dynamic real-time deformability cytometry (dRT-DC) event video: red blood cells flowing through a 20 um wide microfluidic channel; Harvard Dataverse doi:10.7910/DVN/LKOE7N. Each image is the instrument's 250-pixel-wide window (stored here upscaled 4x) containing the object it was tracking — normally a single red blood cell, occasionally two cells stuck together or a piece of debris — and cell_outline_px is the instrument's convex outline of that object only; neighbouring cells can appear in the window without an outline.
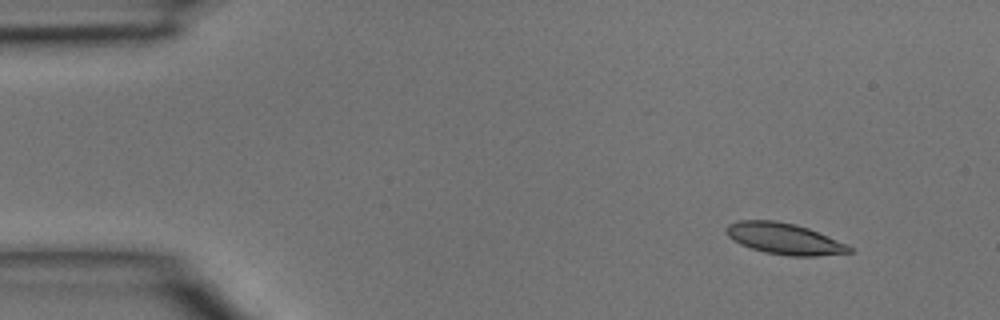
{"species": "common noctule bat (a hibernating species)", "species_latin": "Nyctalus noctula", "temperature_condition": "room temperature", "stored_images_in_passage": 3, "camera_frame_rate_fps": 3000, "um_per_image_px": 0.085, "animal": {"sex": "male", "body_mass_g": 15.6}, "frame": {"image": 1, "passage_image": 1, "time_ms": 0.0, "image_size_px": [1000, 320], "cell_outline_px": [[852, 252], [816, 256], [788, 256], [764, 252], [740, 244], [728, 236], [724, 232], [724, 228], [728, 224], [736, 220], [776, 220], [796, 224], [808, 228], [848, 244], [852, 248]], "centroid_in_image_um": [66.64, 20.28], "position_along_channel_um": 18.4, "area_um2": 22.54}}